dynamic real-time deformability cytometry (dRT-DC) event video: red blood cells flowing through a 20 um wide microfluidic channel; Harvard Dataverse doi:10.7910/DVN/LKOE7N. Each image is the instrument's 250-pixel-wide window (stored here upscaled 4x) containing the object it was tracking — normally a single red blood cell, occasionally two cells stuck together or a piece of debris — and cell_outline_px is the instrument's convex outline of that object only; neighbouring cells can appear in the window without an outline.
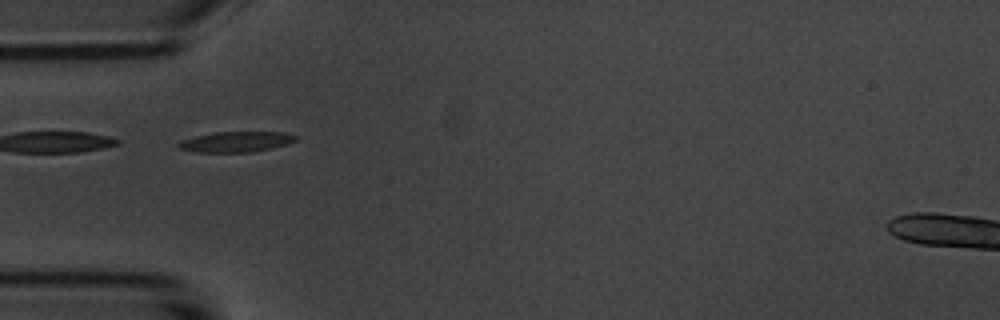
{"species": "common noctule bat (a hibernating species)", "species_latin": "Nyctalus noctula", "temperature_condition": "room temperature", "stored_images_in_passage": 5, "camera_frame_rate_fps": 3000, "um_per_image_px": 0.085, "animal": {"sex": "male", "body_mass_g": 20.1, "forearm_length_mm": 53.5}, "frame": {"image": 1, "passage_image": 4, "time_ms": 3.333, "image_size_px": [1000, 320], "cell_outline_px": [[296, 140], [288, 144], [272, 148], [252, 152], [196, 152], [176, 148], [176, 144], [180, 140], [212, 132], [284, 132], [296, 136]], "centroid_in_image_um": [20.01, 12.05], "position_along_channel_um": 65.0, "area_um2": 14.1}}